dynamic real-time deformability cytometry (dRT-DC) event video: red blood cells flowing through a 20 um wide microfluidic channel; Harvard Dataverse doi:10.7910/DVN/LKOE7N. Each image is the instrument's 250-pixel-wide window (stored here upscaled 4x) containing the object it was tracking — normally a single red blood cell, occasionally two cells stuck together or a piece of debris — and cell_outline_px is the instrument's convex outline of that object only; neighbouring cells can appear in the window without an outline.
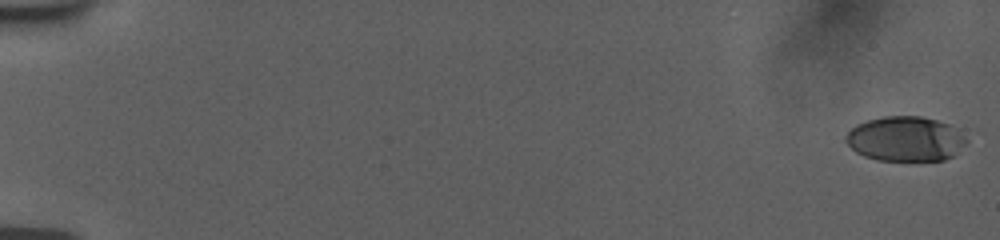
{"species": "human", "species_latin": "Homo sapiens", "temperature_condition": "room temperature", "stored_images_in_passage": 36, "camera_frame_rate_fps": 3000, "um_per_image_px": 0.085, "donor": {"sex": "female"}, "frame": {"image": 1, "passage_image": 1, "time_ms": 0.0, "image_size_px": [1000, 240], "cell_outline_px": [[968, 140], [952, 156], [944, 160], [876, 160], [864, 156], [856, 152], [844, 140], [844, 136], [856, 124], [868, 120], [884, 116], [920, 116], [936, 120], [948, 124], [964, 136]], "centroid_in_image_um": [76.91, 11.8], "position_along_channel_um": 8.1, "area_um2": 31.21}}
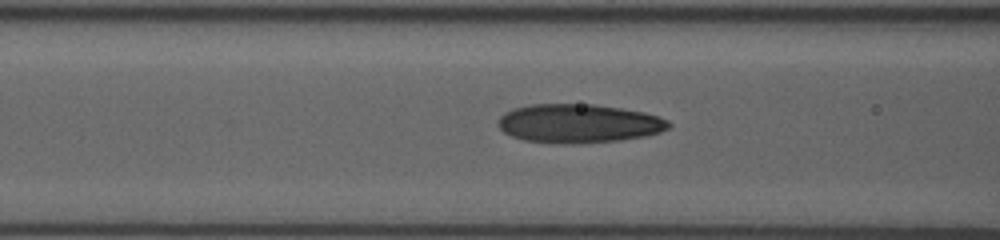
{"frame": {"image": 2, "passage_image": 21, "time_ms": 8.0, "image_size_px": [1000, 240], "cell_outline_px": [[672, 124], [668, 128], [660, 132], [644, 136], [620, 140], [568, 144], [524, 140], [512, 136], [504, 132], [496, 124], [500, 116], [504, 112], [512, 108], [532, 104], [596, 104], [644, 112], [668, 120]], "centroid_in_image_um": [49.16, 10.48], "position_along_channel_um": 117.4, "area_um2": 38.55}}
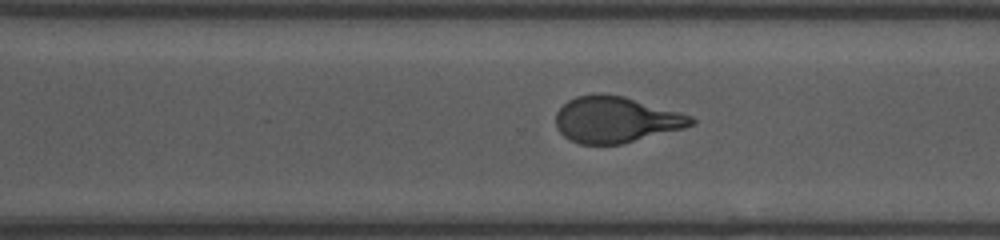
{"frame": {"image": 3, "passage_image": 36, "time_ms": 13.333, "image_size_px": [1000, 240], "cell_outline_px": [[696, 124], [684, 128], [620, 144], [580, 144], [564, 136], [556, 128], [556, 112], [568, 100], [576, 96], [600, 92], [624, 96], [692, 116], [696, 120]], "centroid_in_image_um": [52.33, 10.15], "position_along_channel_um": 318.3, "area_um2": 36.3}}